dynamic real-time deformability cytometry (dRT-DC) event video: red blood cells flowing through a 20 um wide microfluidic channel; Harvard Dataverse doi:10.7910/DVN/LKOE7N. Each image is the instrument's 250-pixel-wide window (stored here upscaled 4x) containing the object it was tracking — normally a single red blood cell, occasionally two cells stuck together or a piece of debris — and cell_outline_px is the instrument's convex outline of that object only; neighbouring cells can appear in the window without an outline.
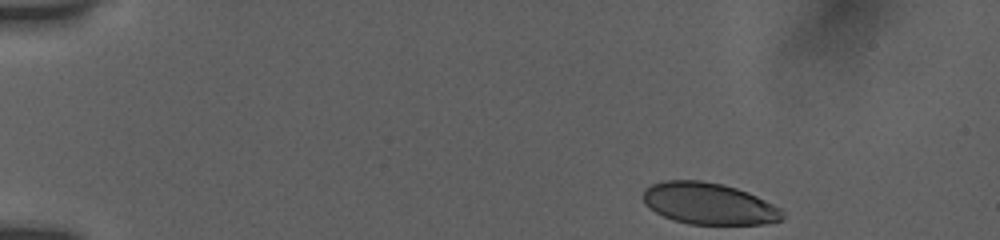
{"species": "human", "species_latin": "Homo sapiens", "temperature_condition": "room temperature", "stored_images_in_passage": 44, "camera_frame_rate_fps": 3000, "um_per_image_px": 0.085, "donor": {"sex": "female"}, "frame": {"image": 1, "passage_image": 1, "time_ms": 0.0, "image_size_px": [1000, 240], "cell_outline_px": [[784, 220], [764, 224], [688, 224], [664, 216], [648, 208], [644, 204], [644, 188], [652, 184], [664, 180], [700, 180], [724, 184], [748, 192], [780, 208], [784, 212]], "centroid_in_image_um": [60.26, 17.3], "position_along_channel_um": 24.7, "area_um2": 33.87}}
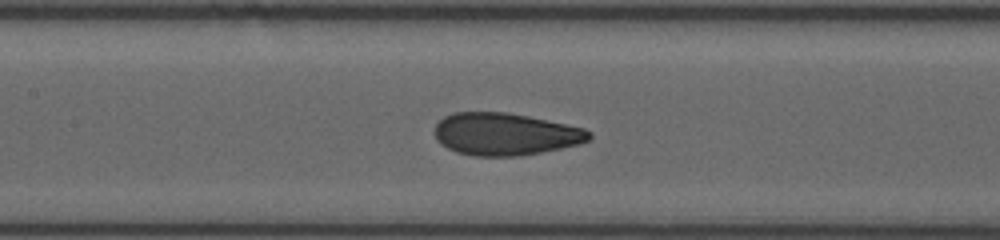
{"frame": {"image": 2, "passage_image": 24, "time_ms": 6.333, "image_size_px": [1000, 240], "cell_outline_px": [[592, 136], [588, 140], [580, 144], [520, 156], [472, 156], [456, 152], [440, 144], [436, 140], [436, 124], [444, 116], [452, 112], [504, 112], [528, 116], [584, 128], [592, 132]], "centroid_in_image_um": [42.93, 11.4], "position_along_channel_um": 164.5, "area_um2": 38.09}}
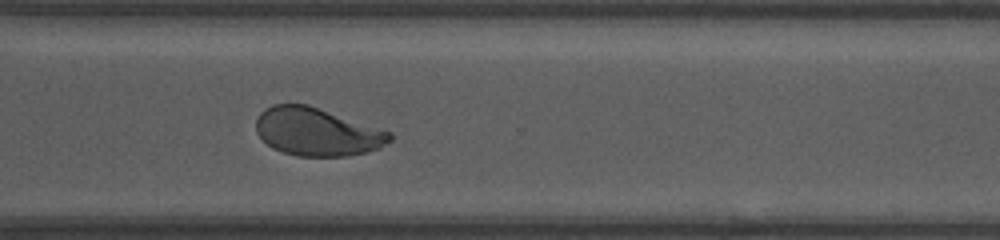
{"frame": {"image": 3, "passage_image": 43, "time_ms": 11.0, "image_size_px": [1000, 240], "cell_outline_px": [[392, 140], [380, 148], [348, 156], [296, 156], [272, 148], [256, 132], [256, 120], [260, 112], [264, 108], [272, 104], [308, 104], [392, 132]], "centroid_in_image_um": [26.94, 11.2], "position_along_channel_um": 343.7, "area_um2": 37.45}}